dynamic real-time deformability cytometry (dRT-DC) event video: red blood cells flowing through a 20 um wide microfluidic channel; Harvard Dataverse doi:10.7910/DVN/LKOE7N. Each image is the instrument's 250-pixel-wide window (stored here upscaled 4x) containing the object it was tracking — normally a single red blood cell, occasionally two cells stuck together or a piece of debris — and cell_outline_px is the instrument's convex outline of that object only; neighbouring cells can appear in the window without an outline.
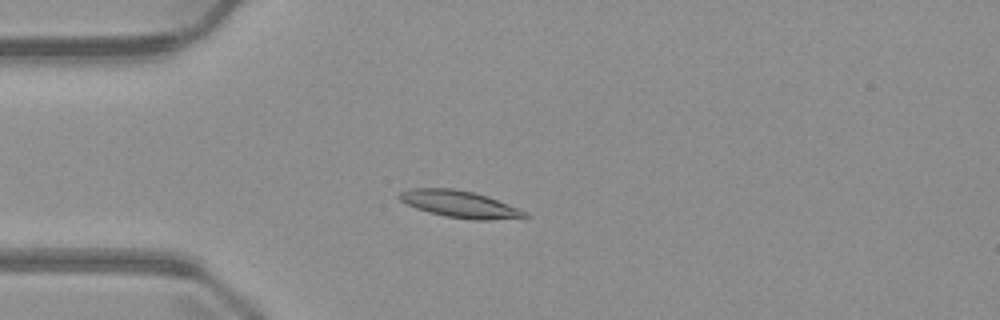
{"species": "common noctule bat (a hibernating species)", "species_latin": "Nyctalus noctula", "temperature_condition": "warm", "stored_images_in_passage": 5, "camera_frame_rate_fps": 3000, "um_per_image_px": 0.085, "animal": {"sex": "male", "body_mass_g": 23.1, "forearm_length_mm": 52.7}, "frame": {"image": 1, "passage_image": 4, "time_ms": 4.333, "image_size_px": [1000, 320], "cell_outline_px": [[532, 216], [488, 220], [472, 220], [444, 216], [428, 212], [416, 208], [400, 200], [396, 196], [400, 192], [412, 188], [452, 188], [472, 192], [488, 196], [520, 208], [528, 212]], "centroid_in_image_um": [39.1, 17.35], "position_along_channel_um": 45.9, "area_um2": 19.77}}